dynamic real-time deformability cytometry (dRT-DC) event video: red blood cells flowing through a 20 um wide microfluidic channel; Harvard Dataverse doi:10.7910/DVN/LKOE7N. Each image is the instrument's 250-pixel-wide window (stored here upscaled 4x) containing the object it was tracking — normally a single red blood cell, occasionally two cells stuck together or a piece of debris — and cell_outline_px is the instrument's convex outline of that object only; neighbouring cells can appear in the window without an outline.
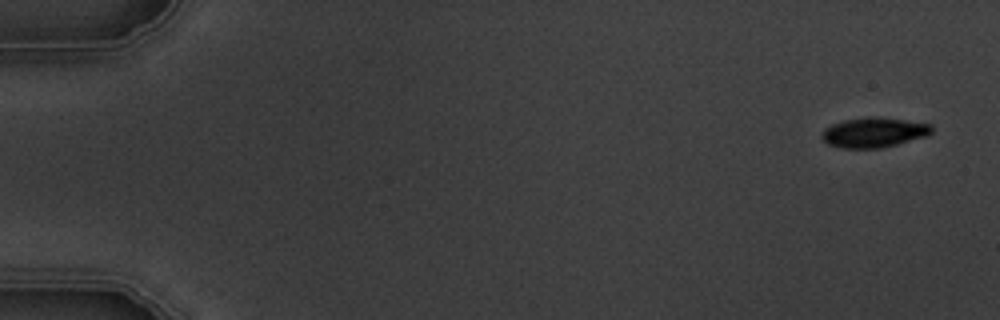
{"species": "common noctule bat (a hibernating species)", "species_latin": "Nyctalus noctula", "temperature_condition": "warm", "stored_images_in_passage": 5, "camera_frame_rate_fps": 3000, "um_per_image_px": 0.085, "animal": {"sex": "male", "body_mass_g": 19.5, "forearm_length_mm": 54.6}, "frame": {"image": 1, "passage_image": 1, "time_ms": 0.0, "image_size_px": [1000, 320], "cell_outline_px": [[932, 132], [928, 136], [880, 148], [840, 148], [828, 144], [820, 136], [824, 128], [832, 124], [844, 120], [904, 120], [932, 124]], "centroid_in_image_um": [74.27, 11.31], "position_along_channel_um": 10.7, "area_um2": 18.26}}
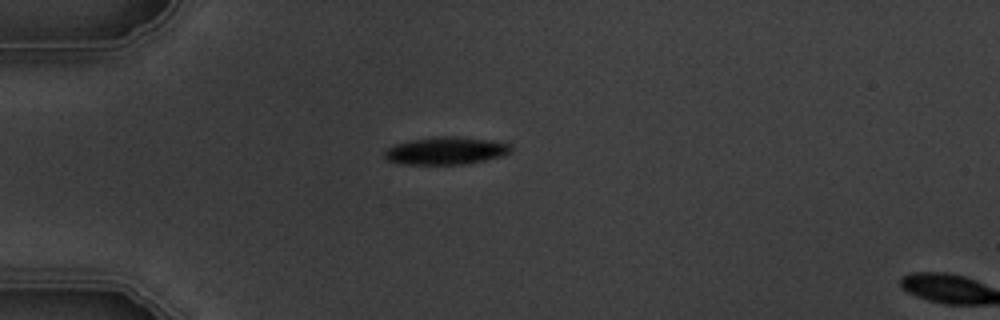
{"frame": {"image": 2, "passage_image": 4, "time_ms": 4.333, "image_size_px": [1000, 320], "cell_outline_px": [[512, 152], [504, 156], [464, 164], [400, 164], [388, 160], [384, 156], [384, 152], [388, 148], [396, 144], [412, 140], [440, 136], [448, 136], [488, 140], [512, 144]], "centroid_in_image_um": [37.93, 12.82], "position_along_channel_um": 47.1, "area_um2": 20.11}}